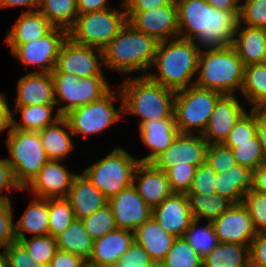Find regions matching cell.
<instances>
[{"mask_svg": "<svg viewBox=\"0 0 266 267\" xmlns=\"http://www.w3.org/2000/svg\"><path fill=\"white\" fill-rule=\"evenodd\" d=\"M18 242L27 250L34 262L47 265L58 250L56 238L49 234L44 236L33 235L29 240L26 237Z\"/></svg>", "mask_w": 266, "mask_h": 267, "instance_id": "7bdbcfd3", "label": "cell"}, {"mask_svg": "<svg viewBox=\"0 0 266 267\" xmlns=\"http://www.w3.org/2000/svg\"><path fill=\"white\" fill-rule=\"evenodd\" d=\"M38 10L54 27L67 31L78 17L76 0H40Z\"/></svg>", "mask_w": 266, "mask_h": 267, "instance_id": "74e56055", "label": "cell"}, {"mask_svg": "<svg viewBox=\"0 0 266 267\" xmlns=\"http://www.w3.org/2000/svg\"><path fill=\"white\" fill-rule=\"evenodd\" d=\"M198 223L199 220L195 219L183 237L200 256L204 257L209 254L219 242L212 222H208L206 226L202 228H197Z\"/></svg>", "mask_w": 266, "mask_h": 267, "instance_id": "ab89813d", "label": "cell"}, {"mask_svg": "<svg viewBox=\"0 0 266 267\" xmlns=\"http://www.w3.org/2000/svg\"><path fill=\"white\" fill-rule=\"evenodd\" d=\"M17 84L15 106L56 105L51 73L29 72Z\"/></svg>", "mask_w": 266, "mask_h": 267, "instance_id": "603a6c76", "label": "cell"}, {"mask_svg": "<svg viewBox=\"0 0 266 267\" xmlns=\"http://www.w3.org/2000/svg\"><path fill=\"white\" fill-rule=\"evenodd\" d=\"M103 63L101 49L77 44L68 37L60 48L54 70L79 78L103 76V70L100 67L104 66Z\"/></svg>", "mask_w": 266, "mask_h": 267, "instance_id": "7c38bea8", "label": "cell"}, {"mask_svg": "<svg viewBox=\"0 0 266 267\" xmlns=\"http://www.w3.org/2000/svg\"><path fill=\"white\" fill-rule=\"evenodd\" d=\"M178 1H181V0H172V2H174V3H177Z\"/></svg>", "mask_w": 266, "mask_h": 267, "instance_id": "89a4df30", "label": "cell"}, {"mask_svg": "<svg viewBox=\"0 0 266 267\" xmlns=\"http://www.w3.org/2000/svg\"><path fill=\"white\" fill-rule=\"evenodd\" d=\"M39 2L40 0H0V9L14 6H24L31 8L29 11H33V7L36 8V10L38 9Z\"/></svg>", "mask_w": 266, "mask_h": 267, "instance_id": "03108f58", "label": "cell"}, {"mask_svg": "<svg viewBox=\"0 0 266 267\" xmlns=\"http://www.w3.org/2000/svg\"><path fill=\"white\" fill-rule=\"evenodd\" d=\"M243 205L248 210L257 233L266 232V193L249 189L244 195Z\"/></svg>", "mask_w": 266, "mask_h": 267, "instance_id": "f6af8a7d", "label": "cell"}, {"mask_svg": "<svg viewBox=\"0 0 266 267\" xmlns=\"http://www.w3.org/2000/svg\"><path fill=\"white\" fill-rule=\"evenodd\" d=\"M7 267H49L47 264L34 262L27 250L17 241L3 251Z\"/></svg>", "mask_w": 266, "mask_h": 267, "instance_id": "816d5d0a", "label": "cell"}, {"mask_svg": "<svg viewBox=\"0 0 266 267\" xmlns=\"http://www.w3.org/2000/svg\"><path fill=\"white\" fill-rule=\"evenodd\" d=\"M66 199L71 204L75 219L78 220L108 204V199L84 173L75 176Z\"/></svg>", "mask_w": 266, "mask_h": 267, "instance_id": "cb8c5ba5", "label": "cell"}, {"mask_svg": "<svg viewBox=\"0 0 266 267\" xmlns=\"http://www.w3.org/2000/svg\"><path fill=\"white\" fill-rule=\"evenodd\" d=\"M239 13L215 9L209 4L207 48H226L234 43Z\"/></svg>", "mask_w": 266, "mask_h": 267, "instance_id": "f1b7e54d", "label": "cell"}, {"mask_svg": "<svg viewBox=\"0 0 266 267\" xmlns=\"http://www.w3.org/2000/svg\"><path fill=\"white\" fill-rule=\"evenodd\" d=\"M206 162L216 173L227 171L237 165L232 150L224 144H209Z\"/></svg>", "mask_w": 266, "mask_h": 267, "instance_id": "681fc988", "label": "cell"}, {"mask_svg": "<svg viewBox=\"0 0 266 267\" xmlns=\"http://www.w3.org/2000/svg\"><path fill=\"white\" fill-rule=\"evenodd\" d=\"M250 267H266V232L257 233L250 243Z\"/></svg>", "mask_w": 266, "mask_h": 267, "instance_id": "11a10c76", "label": "cell"}, {"mask_svg": "<svg viewBox=\"0 0 266 267\" xmlns=\"http://www.w3.org/2000/svg\"><path fill=\"white\" fill-rule=\"evenodd\" d=\"M167 4H176L172 0H124L126 11H147Z\"/></svg>", "mask_w": 266, "mask_h": 267, "instance_id": "680465c9", "label": "cell"}, {"mask_svg": "<svg viewBox=\"0 0 266 267\" xmlns=\"http://www.w3.org/2000/svg\"><path fill=\"white\" fill-rule=\"evenodd\" d=\"M56 105H32V106H16L13 113L21 112L22 122H18L13 118L11 113V129H19L22 131H40L47 126L53 125L61 119V115L57 112L52 118V111Z\"/></svg>", "mask_w": 266, "mask_h": 267, "instance_id": "e575fe53", "label": "cell"}, {"mask_svg": "<svg viewBox=\"0 0 266 267\" xmlns=\"http://www.w3.org/2000/svg\"><path fill=\"white\" fill-rule=\"evenodd\" d=\"M216 172L209 163L198 166L188 193L215 194Z\"/></svg>", "mask_w": 266, "mask_h": 267, "instance_id": "f907efd6", "label": "cell"}, {"mask_svg": "<svg viewBox=\"0 0 266 267\" xmlns=\"http://www.w3.org/2000/svg\"><path fill=\"white\" fill-rule=\"evenodd\" d=\"M6 140L16 184L23 190L49 160L42 146L39 132L11 129Z\"/></svg>", "mask_w": 266, "mask_h": 267, "instance_id": "5b68a950", "label": "cell"}, {"mask_svg": "<svg viewBox=\"0 0 266 267\" xmlns=\"http://www.w3.org/2000/svg\"><path fill=\"white\" fill-rule=\"evenodd\" d=\"M224 145L232 150L237 164L241 166L255 170L260 164L265 163L257 134L251 139V142L224 143Z\"/></svg>", "mask_w": 266, "mask_h": 267, "instance_id": "b9f144b4", "label": "cell"}, {"mask_svg": "<svg viewBox=\"0 0 266 267\" xmlns=\"http://www.w3.org/2000/svg\"><path fill=\"white\" fill-rule=\"evenodd\" d=\"M68 38V31L54 27L45 36L19 46H9L15 59L23 66L37 65L39 73H51L63 42Z\"/></svg>", "mask_w": 266, "mask_h": 267, "instance_id": "8fae6325", "label": "cell"}, {"mask_svg": "<svg viewBox=\"0 0 266 267\" xmlns=\"http://www.w3.org/2000/svg\"><path fill=\"white\" fill-rule=\"evenodd\" d=\"M209 143L202 134L179 133L174 142L162 153H159L149 163L155 168L166 171L174 164L194 165L196 167L206 162Z\"/></svg>", "mask_w": 266, "mask_h": 267, "instance_id": "4fadbf2b", "label": "cell"}, {"mask_svg": "<svg viewBox=\"0 0 266 267\" xmlns=\"http://www.w3.org/2000/svg\"><path fill=\"white\" fill-rule=\"evenodd\" d=\"M244 1L240 4L239 24L266 29V0Z\"/></svg>", "mask_w": 266, "mask_h": 267, "instance_id": "bcb514c9", "label": "cell"}, {"mask_svg": "<svg viewBox=\"0 0 266 267\" xmlns=\"http://www.w3.org/2000/svg\"><path fill=\"white\" fill-rule=\"evenodd\" d=\"M3 189H18L19 191L21 188L16 184L11 166L7 163L6 159H0V193ZM10 198L7 196V193L2 194L0 196V203L10 201Z\"/></svg>", "mask_w": 266, "mask_h": 267, "instance_id": "9f6ffc18", "label": "cell"}, {"mask_svg": "<svg viewBox=\"0 0 266 267\" xmlns=\"http://www.w3.org/2000/svg\"><path fill=\"white\" fill-rule=\"evenodd\" d=\"M134 241V232L115 229L103 237L94 240L92 254L87 267H111L116 264Z\"/></svg>", "mask_w": 266, "mask_h": 267, "instance_id": "7402d4cb", "label": "cell"}, {"mask_svg": "<svg viewBox=\"0 0 266 267\" xmlns=\"http://www.w3.org/2000/svg\"><path fill=\"white\" fill-rule=\"evenodd\" d=\"M256 134L266 162V112L260 109H256Z\"/></svg>", "mask_w": 266, "mask_h": 267, "instance_id": "91938a15", "label": "cell"}, {"mask_svg": "<svg viewBox=\"0 0 266 267\" xmlns=\"http://www.w3.org/2000/svg\"><path fill=\"white\" fill-rule=\"evenodd\" d=\"M11 113L4 94L0 93V132L6 128H11Z\"/></svg>", "mask_w": 266, "mask_h": 267, "instance_id": "be15d7a7", "label": "cell"}, {"mask_svg": "<svg viewBox=\"0 0 266 267\" xmlns=\"http://www.w3.org/2000/svg\"><path fill=\"white\" fill-rule=\"evenodd\" d=\"M61 126L69 129L70 133L68 134ZM38 132L42 146L49 160H63V158L74 149L71 140V136L74 135L64 117H61V119L53 125L47 126Z\"/></svg>", "mask_w": 266, "mask_h": 267, "instance_id": "1f68e13d", "label": "cell"}, {"mask_svg": "<svg viewBox=\"0 0 266 267\" xmlns=\"http://www.w3.org/2000/svg\"><path fill=\"white\" fill-rule=\"evenodd\" d=\"M139 163V159H135L126 150L116 148L82 173L109 200L133 184L134 172Z\"/></svg>", "mask_w": 266, "mask_h": 267, "instance_id": "52a82bcc", "label": "cell"}, {"mask_svg": "<svg viewBox=\"0 0 266 267\" xmlns=\"http://www.w3.org/2000/svg\"><path fill=\"white\" fill-rule=\"evenodd\" d=\"M127 22L157 42L178 37L177 5L167 4L147 11H126ZM175 37V38H173Z\"/></svg>", "mask_w": 266, "mask_h": 267, "instance_id": "5bb4252c", "label": "cell"}, {"mask_svg": "<svg viewBox=\"0 0 266 267\" xmlns=\"http://www.w3.org/2000/svg\"><path fill=\"white\" fill-rule=\"evenodd\" d=\"M241 92L252 103L253 109L266 107V62L244 66Z\"/></svg>", "mask_w": 266, "mask_h": 267, "instance_id": "d590c367", "label": "cell"}, {"mask_svg": "<svg viewBox=\"0 0 266 267\" xmlns=\"http://www.w3.org/2000/svg\"><path fill=\"white\" fill-rule=\"evenodd\" d=\"M245 112L235 95H222L215 104L202 136L209 144H224Z\"/></svg>", "mask_w": 266, "mask_h": 267, "instance_id": "ffe728a7", "label": "cell"}, {"mask_svg": "<svg viewBox=\"0 0 266 267\" xmlns=\"http://www.w3.org/2000/svg\"><path fill=\"white\" fill-rule=\"evenodd\" d=\"M120 91L123 113L140 116L139 126L148 121L175 118V91L151 80L147 75L125 79Z\"/></svg>", "mask_w": 266, "mask_h": 267, "instance_id": "7a4b0ae2", "label": "cell"}, {"mask_svg": "<svg viewBox=\"0 0 266 267\" xmlns=\"http://www.w3.org/2000/svg\"><path fill=\"white\" fill-rule=\"evenodd\" d=\"M13 212L10 201L0 203V248L15 242Z\"/></svg>", "mask_w": 266, "mask_h": 267, "instance_id": "db71d44e", "label": "cell"}, {"mask_svg": "<svg viewBox=\"0 0 266 267\" xmlns=\"http://www.w3.org/2000/svg\"><path fill=\"white\" fill-rule=\"evenodd\" d=\"M54 26L37 9L23 11L16 23L7 31L8 46H19L37 40L49 33Z\"/></svg>", "mask_w": 266, "mask_h": 267, "instance_id": "4316f807", "label": "cell"}, {"mask_svg": "<svg viewBox=\"0 0 266 267\" xmlns=\"http://www.w3.org/2000/svg\"><path fill=\"white\" fill-rule=\"evenodd\" d=\"M213 8L230 11V12H240V0H205Z\"/></svg>", "mask_w": 266, "mask_h": 267, "instance_id": "e7e4bbea", "label": "cell"}, {"mask_svg": "<svg viewBox=\"0 0 266 267\" xmlns=\"http://www.w3.org/2000/svg\"><path fill=\"white\" fill-rule=\"evenodd\" d=\"M127 23L126 10L106 9L78 14L68 37L75 43L103 49Z\"/></svg>", "mask_w": 266, "mask_h": 267, "instance_id": "ba28073f", "label": "cell"}, {"mask_svg": "<svg viewBox=\"0 0 266 267\" xmlns=\"http://www.w3.org/2000/svg\"><path fill=\"white\" fill-rule=\"evenodd\" d=\"M202 261L203 267H250V245L219 242Z\"/></svg>", "mask_w": 266, "mask_h": 267, "instance_id": "d6a6232c", "label": "cell"}, {"mask_svg": "<svg viewBox=\"0 0 266 267\" xmlns=\"http://www.w3.org/2000/svg\"><path fill=\"white\" fill-rule=\"evenodd\" d=\"M191 87L175 92L174 117L180 133L192 134V128L203 134L209 118L221 93L198 87L192 82ZM199 128V129H198Z\"/></svg>", "mask_w": 266, "mask_h": 267, "instance_id": "8992f818", "label": "cell"}, {"mask_svg": "<svg viewBox=\"0 0 266 267\" xmlns=\"http://www.w3.org/2000/svg\"><path fill=\"white\" fill-rule=\"evenodd\" d=\"M152 217L161 228L176 238L183 237L195 220L184 193H172L152 209Z\"/></svg>", "mask_w": 266, "mask_h": 267, "instance_id": "ac0fdd59", "label": "cell"}, {"mask_svg": "<svg viewBox=\"0 0 266 267\" xmlns=\"http://www.w3.org/2000/svg\"><path fill=\"white\" fill-rule=\"evenodd\" d=\"M194 85L222 95H234L244 80V64L232 46L200 51Z\"/></svg>", "mask_w": 266, "mask_h": 267, "instance_id": "277c9868", "label": "cell"}, {"mask_svg": "<svg viewBox=\"0 0 266 267\" xmlns=\"http://www.w3.org/2000/svg\"><path fill=\"white\" fill-rule=\"evenodd\" d=\"M139 181L138 185H136ZM133 184L145 203L153 209L173 192L164 171L155 169L150 163H139L133 176Z\"/></svg>", "mask_w": 266, "mask_h": 267, "instance_id": "44dd1931", "label": "cell"}, {"mask_svg": "<svg viewBox=\"0 0 266 267\" xmlns=\"http://www.w3.org/2000/svg\"><path fill=\"white\" fill-rule=\"evenodd\" d=\"M256 135V109L251 110L248 115L245 112L236 122L233 129L224 143H244L251 142Z\"/></svg>", "mask_w": 266, "mask_h": 267, "instance_id": "c3c4849f", "label": "cell"}, {"mask_svg": "<svg viewBox=\"0 0 266 267\" xmlns=\"http://www.w3.org/2000/svg\"><path fill=\"white\" fill-rule=\"evenodd\" d=\"M153 260L147 251L135 240L129 249L117 260L116 267H149Z\"/></svg>", "mask_w": 266, "mask_h": 267, "instance_id": "f5cc1de1", "label": "cell"}, {"mask_svg": "<svg viewBox=\"0 0 266 267\" xmlns=\"http://www.w3.org/2000/svg\"><path fill=\"white\" fill-rule=\"evenodd\" d=\"M57 248L81 257L86 262L92 254L94 240L85 230L81 220L74 221L56 237Z\"/></svg>", "mask_w": 266, "mask_h": 267, "instance_id": "836d02e7", "label": "cell"}, {"mask_svg": "<svg viewBox=\"0 0 266 267\" xmlns=\"http://www.w3.org/2000/svg\"><path fill=\"white\" fill-rule=\"evenodd\" d=\"M202 259L184 237H177L162 262L164 267H203Z\"/></svg>", "mask_w": 266, "mask_h": 267, "instance_id": "f35d334b", "label": "cell"}, {"mask_svg": "<svg viewBox=\"0 0 266 267\" xmlns=\"http://www.w3.org/2000/svg\"><path fill=\"white\" fill-rule=\"evenodd\" d=\"M200 51L195 41L179 37L158 42L152 66L156 65L159 73L144 75L175 92L188 88L197 73Z\"/></svg>", "mask_w": 266, "mask_h": 267, "instance_id": "6da1fadb", "label": "cell"}, {"mask_svg": "<svg viewBox=\"0 0 266 267\" xmlns=\"http://www.w3.org/2000/svg\"><path fill=\"white\" fill-rule=\"evenodd\" d=\"M189 207L194 219L206 218L208 222L214 221L234 203L227 197L219 194L203 195L200 193H187Z\"/></svg>", "mask_w": 266, "mask_h": 267, "instance_id": "8d00e7d4", "label": "cell"}, {"mask_svg": "<svg viewBox=\"0 0 266 267\" xmlns=\"http://www.w3.org/2000/svg\"><path fill=\"white\" fill-rule=\"evenodd\" d=\"M108 0H76L78 14L102 11L109 9L106 5Z\"/></svg>", "mask_w": 266, "mask_h": 267, "instance_id": "94428289", "label": "cell"}, {"mask_svg": "<svg viewBox=\"0 0 266 267\" xmlns=\"http://www.w3.org/2000/svg\"><path fill=\"white\" fill-rule=\"evenodd\" d=\"M218 242L250 245L256 236L252 218L243 203L233 204L212 221Z\"/></svg>", "mask_w": 266, "mask_h": 267, "instance_id": "2e32d148", "label": "cell"}, {"mask_svg": "<svg viewBox=\"0 0 266 267\" xmlns=\"http://www.w3.org/2000/svg\"><path fill=\"white\" fill-rule=\"evenodd\" d=\"M149 267H164V264L162 261H153Z\"/></svg>", "mask_w": 266, "mask_h": 267, "instance_id": "a7ac6f4b", "label": "cell"}, {"mask_svg": "<svg viewBox=\"0 0 266 267\" xmlns=\"http://www.w3.org/2000/svg\"><path fill=\"white\" fill-rule=\"evenodd\" d=\"M81 221L93 240L99 239L117 229L115 218L108 204L88 217L81 219Z\"/></svg>", "mask_w": 266, "mask_h": 267, "instance_id": "ee69618b", "label": "cell"}, {"mask_svg": "<svg viewBox=\"0 0 266 267\" xmlns=\"http://www.w3.org/2000/svg\"><path fill=\"white\" fill-rule=\"evenodd\" d=\"M215 190L220 196L227 197L234 204H240L244 195L254 184V169L239 164L227 171L216 174Z\"/></svg>", "mask_w": 266, "mask_h": 267, "instance_id": "83f0119b", "label": "cell"}, {"mask_svg": "<svg viewBox=\"0 0 266 267\" xmlns=\"http://www.w3.org/2000/svg\"><path fill=\"white\" fill-rule=\"evenodd\" d=\"M120 95L114 94L111 90L101 99L93 101L87 105L72 109L63 117L67 120L73 135L83 134L84 136L101 133L106 128L120 119L123 113V98L120 89ZM119 96L121 106L115 109L114 101Z\"/></svg>", "mask_w": 266, "mask_h": 267, "instance_id": "30bf717a", "label": "cell"}, {"mask_svg": "<svg viewBox=\"0 0 266 267\" xmlns=\"http://www.w3.org/2000/svg\"><path fill=\"white\" fill-rule=\"evenodd\" d=\"M178 36L182 39L198 40L207 47L209 3L205 0H181L176 3Z\"/></svg>", "mask_w": 266, "mask_h": 267, "instance_id": "d6986e66", "label": "cell"}, {"mask_svg": "<svg viewBox=\"0 0 266 267\" xmlns=\"http://www.w3.org/2000/svg\"><path fill=\"white\" fill-rule=\"evenodd\" d=\"M139 130L142 141L151 151L149 155L139 159L141 163H149L159 153L164 152L180 133L175 118L144 122L139 126Z\"/></svg>", "mask_w": 266, "mask_h": 267, "instance_id": "d4e9b609", "label": "cell"}, {"mask_svg": "<svg viewBox=\"0 0 266 267\" xmlns=\"http://www.w3.org/2000/svg\"><path fill=\"white\" fill-rule=\"evenodd\" d=\"M51 76L56 105L62 103L60 101L67 102L65 106L58 108V113L62 117L72 109L101 99L111 89L104 76L79 78L55 70L51 72Z\"/></svg>", "mask_w": 266, "mask_h": 267, "instance_id": "9c48e42d", "label": "cell"}, {"mask_svg": "<svg viewBox=\"0 0 266 267\" xmlns=\"http://www.w3.org/2000/svg\"><path fill=\"white\" fill-rule=\"evenodd\" d=\"M49 267H87V262L79 256L58 249Z\"/></svg>", "mask_w": 266, "mask_h": 267, "instance_id": "6f0895ef", "label": "cell"}, {"mask_svg": "<svg viewBox=\"0 0 266 267\" xmlns=\"http://www.w3.org/2000/svg\"><path fill=\"white\" fill-rule=\"evenodd\" d=\"M232 47L244 66L266 62V29L239 24Z\"/></svg>", "mask_w": 266, "mask_h": 267, "instance_id": "484cf974", "label": "cell"}, {"mask_svg": "<svg viewBox=\"0 0 266 267\" xmlns=\"http://www.w3.org/2000/svg\"><path fill=\"white\" fill-rule=\"evenodd\" d=\"M60 162L48 160L24 189L29 188L38 198H66L77 174L68 171Z\"/></svg>", "mask_w": 266, "mask_h": 267, "instance_id": "e0dca14e", "label": "cell"}, {"mask_svg": "<svg viewBox=\"0 0 266 267\" xmlns=\"http://www.w3.org/2000/svg\"><path fill=\"white\" fill-rule=\"evenodd\" d=\"M175 239L176 237L161 228L153 217L134 231V240L147 251L153 261H162Z\"/></svg>", "mask_w": 266, "mask_h": 267, "instance_id": "f546056e", "label": "cell"}, {"mask_svg": "<svg viewBox=\"0 0 266 267\" xmlns=\"http://www.w3.org/2000/svg\"><path fill=\"white\" fill-rule=\"evenodd\" d=\"M49 198L34 197L22 217L14 224L15 240L26 238L24 232L34 236L48 235Z\"/></svg>", "mask_w": 266, "mask_h": 267, "instance_id": "4dcf8cb0", "label": "cell"}, {"mask_svg": "<svg viewBox=\"0 0 266 267\" xmlns=\"http://www.w3.org/2000/svg\"><path fill=\"white\" fill-rule=\"evenodd\" d=\"M251 190L266 193V162L254 170V184Z\"/></svg>", "mask_w": 266, "mask_h": 267, "instance_id": "6125c7cd", "label": "cell"}, {"mask_svg": "<svg viewBox=\"0 0 266 267\" xmlns=\"http://www.w3.org/2000/svg\"><path fill=\"white\" fill-rule=\"evenodd\" d=\"M75 217L70 202L66 198H49L48 234L56 237L62 233Z\"/></svg>", "mask_w": 266, "mask_h": 267, "instance_id": "60d3db41", "label": "cell"}, {"mask_svg": "<svg viewBox=\"0 0 266 267\" xmlns=\"http://www.w3.org/2000/svg\"><path fill=\"white\" fill-rule=\"evenodd\" d=\"M0 267H7L6 259L4 253H0Z\"/></svg>", "mask_w": 266, "mask_h": 267, "instance_id": "003e7915", "label": "cell"}, {"mask_svg": "<svg viewBox=\"0 0 266 267\" xmlns=\"http://www.w3.org/2000/svg\"><path fill=\"white\" fill-rule=\"evenodd\" d=\"M117 228L135 231L152 217V209L138 194L134 184L122 189L108 200Z\"/></svg>", "mask_w": 266, "mask_h": 267, "instance_id": "9a60e30c", "label": "cell"}, {"mask_svg": "<svg viewBox=\"0 0 266 267\" xmlns=\"http://www.w3.org/2000/svg\"><path fill=\"white\" fill-rule=\"evenodd\" d=\"M196 168L188 163L186 165L174 164L165 171L173 193L187 194L189 192Z\"/></svg>", "mask_w": 266, "mask_h": 267, "instance_id": "7dc6e473", "label": "cell"}, {"mask_svg": "<svg viewBox=\"0 0 266 267\" xmlns=\"http://www.w3.org/2000/svg\"><path fill=\"white\" fill-rule=\"evenodd\" d=\"M158 42L126 23L103 49L104 66L125 74L152 67Z\"/></svg>", "mask_w": 266, "mask_h": 267, "instance_id": "3957f363", "label": "cell"}]
</instances>
